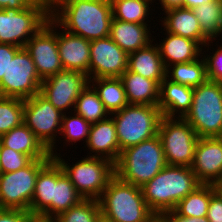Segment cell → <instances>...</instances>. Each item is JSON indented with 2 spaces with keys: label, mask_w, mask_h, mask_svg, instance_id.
Returning a JSON list of instances; mask_svg holds the SVG:
<instances>
[{
  "label": "cell",
  "mask_w": 222,
  "mask_h": 222,
  "mask_svg": "<svg viewBox=\"0 0 222 222\" xmlns=\"http://www.w3.org/2000/svg\"><path fill=\"white\" fill-rule=\"evenodd\" d=\"M129 104L158 105L160 86L151 79L126 70L120 77Z\"/></svg>",
  "instance_id": "obj_26"
},
{
  "label": "cell",
  "mask_w": 222,
  "mask_h": 222,
  "mask_svg": "<svg viewBox=\"0 0 222 222\" xmlns=\"http://www.w3.org/2000/svg\"><path fill=\"white\" fill-rule=\"evenodd\" d=\"M127 70L154 80L160 86V83L166 78L167 69L160 56L157 43L154 45L152 41L146 47L131 52Z\"/></svg>",
  "instance_id": "obj_23"
},
{
  "label": "cell",
  "mask_w": 222,
  "mask_h": 222,
  "mask_svg": "<svg viewBox=\"0 0 222 222\" xmlns=\"http://www.w3.org/2000/svg\"><path fill=\"white\" fill-rule=\"evenodd\" d=\"M110 2L112 6V16L116 20L148 24V16L153 13L150 10L151 6L154 5L152 4L154 3L152 0H110Z\"/></svg>",
  "instance_id": "obj_31"
},
{
  "label": "cell",
  "mask_w": 222,
  "mask_h": 222,
  "mask_svg": "<svg viewBox=\"0 0 222 222\" xmlns=\"http://www.w3.org/2000/svg\"><path fill=\"white\" fill-rule=\"evenodd\" d=\"M64 113L61 123L60 136L63 135L65 142H63V147L65 145L73 146V143L80 142L81 140L86 143L89 137L91 123L86 121L82 116H79L73 112ZM73 114V115H72ZM73 142V143H72Z\"/></svg>",
  "instance_id": "obj_35"
},
{
  "label": "cell",
  "mask_w": 222,
  "mask_h": 222,
  "mask_svg": "<svg viewBox=\"0 0 222 222\" xmlns=\"http://www.w3.org/2000/svg\"><path fill=\"white\" fill-rule=\"evenodd\" d=\"M50 18V3H36L24 9H0V44L25 47Z\"/></svg>",
  "instance_id": "obj_8"
},
{
  "label": "cell",
  "mask_w": 222,
  "mask_h": 222,
  "mask_svg": "<svg viewBox=\"0 0 222 222\" xmlns=\"http://www.w3.org/2000/svg\"><path fill=\"white\" fill-rule=\"evenodd\" d=\"M101 214L111 222H147L155 214L148 208L142 189L120 180L109 181L98 199Z\"/></svg>",
  "instance_id": "obj_4"
},
{
  "label": "cell",
  "mask_w": 222,
  "mask_h": 222,
  "mask_svg": "<svg viewBox=\"0 0 222 222\" xmlns=\"http://www.w3.org/2000/svg\"><path fill=\"white\" fill-rule=\"evenodd\" d=\"M209 222H222V189L211 184V199L207 210Z\"/></svg>",
  "instance_id": "obj_39"
},
{
  "label": "cell",
  "mask_w": 222,
  "mask_h": 222,
  "mask_svg": "<svg viewBox=\"0 0 222 222\" xmlns=\"http://www.w3.org/2000/svg\"><path fill=\"white\" fill-rule=\"evenodd\" d=\"M163 14L164 17L160 20L162 22L160 28L163 31L197 41L202 47L209 42L201 31L200 23L196 19L193 9L173 8Z\"/></svg>",
  "instance_id": "obj_19"
},
{
  "label": "cell",
  "mask_w": 222,
  "mask_h": 222,
  "mask_svg": "<svg viewBox=\"0 0 222 222\" xmlns=\"http://www.w3.org/2000/svg\"><path fill=\"white\" fill-rule=\"evenodd\" d=\"M29 222H56L54 218L44 217L40 215H34Z\"/></svg>",
  "instance_id": "obj_46"
},
{
  "label": "cell",
  "mask_w": 222,
  "mask_h": 222,
  "mask_svg": "<svg viewBox=\"0 0 222 222\" xmlns=\"http://www.w3.org/2000/svg\"><path fill=\"white\" fill-rule=\"evenodd\" d=\"M24 48L30 54L41 80L56 75L63 70L58 50L57 23L51 17L28 40Z\"/></svg>",
  "instance_id": "obj_13"
},
{
  "label": "cell",
  "mask_w": 222,
  "mask_h": 222,
  "mask_svg": "<svg viewBox=\"0 0 222 222\" xmlns=\"http://www.w3.org/2000/svg\"><path fill=\"white\" fill-rule=\"evenodd\" d=\"M217 186L222 189V181Z\"/></svg>",
  "instance_id": "obj_49"
},
{
  "label": "cell",
  "mask_w": 222,
  "mask_h": 222,
  "mask_svg": "<svg viewBox=\"0 0 222 222\" xmlns=\"http://www.w3.org/2000/svg\"><path fill=\"white\" fill-rule=\"evenodd\" d=\"M63 114L40 93L24 100L23 122L49 150L52 158L60 154L56 140L60 138L57 134L61 132Z\"/></svg>",
  "instance_id": "obj_10"
},
{
  "label": "cell",
  "mask_w": 222,
  "mask_h": 222,
  "mask_svg": "<svg viewBox=\"0 0 222 222\" xmlns=\"http://www.w3.org/2000/svg\"><path fill=\"white\" fill-rule=\"evenodd\" d=\"M61 154L54 159L69 177L77 192L83 199L98 200L109 181L115 176V164L102 157L87 156L69 165Z\"/></svg>",
  "instance_id": "obj_7"
},
{
  "label": "cell",
  "mask_w": 222,
  "mask_h": 222,
  "mask_svg": "<svg viewBox=\"0 0 222 222\" xmlns=\"http://www.w3.org/2000/svg\"><path fill=\"white\" fill-rule=\"evenodd\" d=\"M101 214L98 200L83 199L78 204L58 214L56 222H95Z\"/></svg>",
  "instance_id": "obj_36"
},
{
  "label": "cell",
  "mask_w": 222,
  "mask_h": 222,
  "mask_svg": "<svg viewBox=\"0 0 222 222\" xmlns=\"http://www.w3.org/2000/svg\"><path fill=\"white\" fill-rule=\"evenodd\" d=\"M213 43L212 41H209L206 45H204L203 47V54L202 56L204 57L205 61H206V69H207V77L208 80H212V81H216V82H222V43H220L221 45L218 46V44H216L215 46L216 49L213 48L212 53L210 52L209 55L208 52L209 49L211 51L212 48L211 44ZM210 44V45H209ZM210 46V47H209ZM215 50V52H214ZM205 52V54H204Z\"/></svg>",
  "instance_id": "obj_38"
},
{
  "label": "cell",
  "mask_w": 222,
  "mask_h": 222,
  "mask_svg": "<svg viewBox=\"0 0 222 222\" xmlns=\"http://www.w3.org/2000/svg\"><path fill=\"white\" fill-rule=\"evenodd\" d=\"M110 116L116 126L120 152L155 137L163 117L158 105L137 104H128Z\"/></svg>",
  "instance_id": "obj_6"
},
{
  "label": "cell",
  "mask_w": 222,
  "mask_h": 222,
  "mask_svg": "<svg viewBox=\"0 0 222 222\" xmlns=\"http://www.w3.org/2000/svg\"><path fill=\"white\" fill-rule=\"evenodd\" d=\"M183 118L199 138L222 137V82L207 79L194 88L191 108Z\"/></svg>",
  "instance_id": "obj_5"
},
{
  "label": "cell",
  "mask_w": 222,
  "mask_h": 222,
  "mask_svg": "<svg viewBox=\"0 0 222 222\" xmlns=\"http://www.w3.org/2000/svg\"><path fill=\"white\" fill-rule=\"evenodd\" d=\"M128 58L109 36L91 41L89 79L119 78L127 70Z\"/></svg>",
  "instance_id": "obj_15"
},
{
  "label": "cell",
  "mask_w": 222,
  "mask_h": 222,
  "mask_svg": "<svg viewBox=\"0 0 222 222\" xmlns=\"http://www.w3.org/2000/svg\"><path fill=\"white\" fill-rule=\"evenodd\" d=\"M24 100L0 96V137L23 123Z\"/></svg>",
  "instance_id": "obj_34"
},
{
  "label": "cell",
  "mask_w": 222,
  "mask_h": 222,
  "mask_svg": "<svg viewBox=\"0 0 222 222\" xmlns=\"http://www.w3.org/2000/svg\"><path fill=\"white\" fill-rule=\"evenodd\" d=\"M73 111L91 124L110 116L104 104L99 99L97 92L90 84L87 85L77 98Z\"/></svg>",
  "instance_id": "obj_32"
},
{
  "label": "cell",
  "mask_w": 222,
  "mask_h": 222,
  "mask_svg": "<svg viewBox=\"0 0 222 222\" xmlns=\"http://www.w3.org/2000/svg\"><path fill=\"white\" fill-rule=\"evenodd\" d=\"M84 147L90 150L87 156L102 157L114 164L118 161L121 152L116 126L111 116L91 124L89 137Z\"/></svg>",
  "instance_id": "obj_18"
},
{
  "label": "cell",
  "mask_w": 222,
  "mask_h": 222,
  "mask_svg": "<svg viewBox=\"0 0 222 222\" xmlns=\"http://www.w3.org/2000/svg\"><path fill=\"white\" fill-rule=\"evenodd\" d=\"M50 17L89 41L108 37L113 18L110 0H51Z\"/></svg>",
  "instance_id": "obj_1"
},
{
  "label": "cell",
  "mask_w": 222,
  "mask_h": 222,
  "mask_svg": "<svg viewBox=\"0 0 222 222\" xmlns=\"http://www.w3.org/2000/svg\"><path fill=\"white\" fill-rule=\"evenodd\" d=\"M83 197L77 192L69 177L56 161V185L52 199V218L78 204Z\"/></svg>",
  "instance_id": "obj_29"
},
{
  "label": "cell",
  "mask_w": 222,
  "mask_h": 222,
  "mask_svg": "<svg viewBox=\"0 0 222 222\" xmlns=\"http://www.w3.org/2000/svg\"><path fill=\"white\" fill-rule=\"evenodd\" d=\"M95 222H111L108 218L104 217L102 214H100Z\"/></svg>",
  "instance_id": "obj_48"
},
{
  "label": "cell",
  "mask_w": 222,
  "mask_h": 222,
  "mask_svg": "<svg viewBox=\"0 0 222 222\" xmlns=\"http://www.w3.org/2000/svg\"><path fill=\"white\" fill-rule=\"evenodd\" d=\"M167 165L158 135L121 151L115 175L126 183L142 188Z\"/></svg>",
  "instance_id": "obj_3"
},
{
  "label": "cell",
  "mask_w": 222,
  "mask_h": 222,
  "mask_svg": "<svg viewBox=\"0 0 222 222\" xmlns=\"http://www.w3.org/2000/svg\"><path fill=\"white\" fill-rule=\"evenodd\" d=\"M89 84L97 92L109 114L120 111L129 104L120 78L89 79Z\"/></svg>",
  "instance_id": "obj_27"
},
{
  "label": "cell",
  "mask_w": 222,
  "mask_h": 222,
  "mask_svg": "<svg viewBox=\"0 0 222 222\" xmlns=\"http://www.w3.org/2000/svg\"><path fill=\"white\" fill-rule=\"evenodd\" d=\"M211 199V184H201L177 203L173 209L183 217H204Z\"/></svg>",
  "instance_id": "obj_33"
},
{
  "label": "cell",
  "mask_w": 222,
  "mask_h": 222,
  "mask_svg": "<svg viewBox=\"0 0 222 222\" xmlns=\"http://www.w3.org/2000/svg\"><path fill=\"white\" fill-rule=\"evenodd\" d=\"M20 49L18 46L10 44H0V82L3 79V75L7 73L9 62L14 57L15 53Z\"/></svg>",
  "instance_id": "obj_41"
},
{
  "label": "cell",
  "mask_w": 222,
  "mask_h": 222,
  "mask_svg": "<svg viewBox=\"0 0 222 222\" xmlns=\"http://www.w3.org/2000/svg\"><path fill=\"white\" fill-rule=\"evenodd\" d=\"M157 135L167 165L192 166L199 137L184 118L163 116Z\"/></svg>",
  "instance_id": "obj_9"
},
{
  "label": "cell",
  "mask_w": 222,
  "mask_h": 222,
  "mask_svg": "<svg viewBox=\"0 0 222 222\" xmlns=\"http://www.w3.org/2000/svg\"><path fill=\"white\" fill-rule=\"evenodd\" d=\"M162 7L160 9L162 11H167L173 8H180L183 7L184 0H158Z\"/></svg>",
  "instance_id": "obj_44"
},
{
  "label": "cell",
  "mask_w": 222,
  "mask_h": 222,
  "mask_svg": "<svg viewBox=\"0 0 222 222\" xmlns=\"http://www.w3.org/2000/svg\"><path fill=\"white\" fill-rule=\"evenodd\" d=\"M0 142L19 153L28 155L32 160L52 159L49 150L23 122L0 137Z\"/></svg>",
  "instance_id": "obj_25"
},
{
  "label": "cell",
  "mask_w": 222,
  "mask_h": 222,
  "mask_svg": "<svg viewBox=\"0 0 222 222\" xmlns=\"http://www.w3.org/2000/svg\"><path fill=\"white\" fill-rule=\"evenodd\" d=\"M32 159L25 154L5 147L0 142V174L15 172L27 166Z\"/></svg>",
  "instance_id": "obj_37"
},
{
  "label": "cell",
  "mask_w": 222,
  "mask_h": 222,
  "mask_svg": "<svg viewBox=\"0 0 222 222\" xmlns=\"http://www.w3.org/2000/svg\"><path fill=\"white\" fill-rule=\"evenodd\" d=\"M42 80L28 51L20 48L0 82V96L28 99L40 92Z\"/></svg>",
  "instance_id": "obj_12"
},
{
  "label": "cell",
  "mask_w": 222,
  "mask_h": 222,
  "mask_svg": "<svg viewBox=\"0 0 222 222\" xmlns=\"http://www.w3.org/2000/svg\"><path fill=\"white\" fill-rule=\"evenodd\" d=\"M165 34L162 42L159 39L160 43H156L166 69L173 64L192 62L202 56L203 47L197 41L169 32Z\"/></svg>",
  "instance_id": "obj_22"
},
{
  "label": "cell",
  "mask_w": 222,
  "mask_h": 222,
  "mask_svg": "<svg viewBox=\"0 0 222 222\" xmlns=\"http://www.w3.org/2000/svg\"><path fill=\"white\" fill-rule=\"evenodd\" d=\"M193 90L189 86L169 80L167 77L160 83L158 106L164 117L183 118L190 110Z\"/></svg>",
  "instance_id": "obj_20"
},
{
  "label": "cell",
  "mask_w": 222,
  "mask_h": 222,
  "mask_svg": "<svg viewBox=\"0 0 222 222\" xmlns=\"http://www.w3.org/2000/svg\"><path fill=\"white\" fill-rule=\"evenodd\" d=\"M88 84L89 78L85 73L63 69L56 75L42 80L39 93L62 113H70Z\"/></svg>",
  "instance_id": "obj_14"
},
{
  "label": "cell",
  "mask_w": 222,
  "mask_h": 222,
  "mask_svg": "<svg viewBox=\"0 0 222 222\" xmlns=\"http://www.w3.org/2000/svg\"><path fill=\"white\" fill-rule=\"evenodd\" d=\"M191 169L201 184L222 181V137L198 139Z\"/></svg>",
  "instance_id": "obj_16"
},
{
  "label": "cell",
  "mask_w": 222,
  "mask_h": 222,
  "mask_svg": "<svg viewBox=\"0 0 222 222\" xmlns=\"http://www.w3.org/2000/svg\"><path fill=\"white\" fill-rule=\"evenodd\" d=\"M214 0H184L183 7L193 9L196 6L212 2Z\"/></svg>",
  "instance_id": "obj_45"
},
{
  "label": "cell",
  "mask_w": 222,
  "mask_h": 222,
  "mask_svg": "<svg viewBox=\"0 0 222 222\" xmlns=\"http://www.w3.org/2000/svg\"><path fill=\"white\" fill-rule=\"evenodd\" d=\"M57 30L58 50L63 69L85 73L89 78L91 41L65 31L58 24Z\"/></svg>",
  "instance_id": "obj_17"
},
{
  "label": "cell",
  "mask_w": 222,
  "mask_h": 222,
  "mask_svg": "<svg viewBox=\"0 0 222 222\" xmlns=\"http://www.w3.org/2000/svg\"><path fill=\"white\" fill-rule=\"evenodd\" d=\"M203 35L209 41L222 39V1L214 0L193 8Z\"/></svg>",
  "instance_id": "obj_30"
},
{
  "label": "cell",
  "mask_w": 222,
  "mask_h": 222,
  "mask_svg": "<svg viewBox=\"0 0 222 222\" xmlns=\"http://www.w3.org/2000/svg\"><path fill=\"white\" fill-rule=\"evenodd\" d=\"M50 160H32L15 172L0 174V208L29 211L38 173Z\"/></svg>",
  "instance_id": "obj_11"
},
{
  "label": "cell",
  "mask_w": 222,
  "mask_h": 222,
  "mask_svg": "<svg viewBox=\"0 0 222 222\" xmlns=\"http://www.w3.org/2000/svg\"><path fill=\"white\" fill-rule=\"evenodd\" d=\"M166 222H209L207 217H183L174 210H168L161 214Z\"/></svg>",
  "instance_id": "obj_42"
},
{
  "label": "cell",
  "mask_w": 222,
  "mask_h": 222,
  "mask_svg": "<svg viewBox=\"0 0 222 222\" xmlns=\"http://www.w3.org/2000/svg\"><path fill=\"white\" fill-rule=\"evenodd\" d=\"M36 3H50V0H0V9H24Z\"/></svg>",
  "instance_id": "obj_43"
},
{
  "label": "cell",
  "mask_w": 222,
  "mask_h": 222,
  "mask_svg": "<svg viewBox=\"0 0 222 222\" xmlns=\"http://www.w3.org/2000/svg\"><path fill=\"white\" fill-rule=\"evenodd\" d=\"M166 77L181 85L196 88L208 79L206 61L201 56L192 62L173 64L167 68Z\"/></svg>",
  "instance_id": "obj_28"
},
{
  "label": "cell",
  "mask_w": 222,
  "mask_h": 222,
  "mask_svg": "<svg viewBox=\"0 0 222 222\" xmlns=\"http://www.w3.org/2000/svg\"><path fill=\"white\" fill-rule=\"evenodd\" d=\"M56 185V160L52 158L38 173L29 212L52 218V199Z\"/></svg>",
  "instance_id": "obj_24"
},
{
  "label": "cell",
  "mask_w": 222,
  "mask_h": 222,
  "mask_svg": "<svg viewBox=\"0 0 222 222\" xmlns=\"http://www.w3.org/2000/svg\"><path fill=\"white\" fill-rule=\"evenodd\" d=\"M150 26V24L124 22L112 18L109 37L122 50L130 54L155 41L156 36L150 33V28H152Z\"/></svg>",
  "instance_id": "obj_21"
},
{
  "label": "cell",
  "mask_w": 222,
  "mask_h": 222,
  "mask_svg": "<svg viewBox=\"0 0 222 222\" xmlns=\"http://www.w3.org/2000/svg\"><path fill=\"white\" fill-rule=\"evenodd\" d=\"M200 185L191 167L166 165L141 189L148 208L155 215H161L173 210L178 202Z\"/></svg>",
  "instance_id": "obj_2"
},
{
  "label": "cell",
  "mask_w": 222,
  "mask_h": 222,
  "mask_svg": "<svg viewBox=\"0 0 222 222\" xmlns=\"http://www.w3.org/2000/svg\"><path fill=\"white\" fill-rule=\"evenodd\" d=\"M147 222H166L162 215H154Z\"/></svg>",
  "instance_id": "obj_47"
},
{
  "label": "cell",
  "mask_w": 222,
  "mask_h": 222,
  "mask_svg": "<svg viewBox=\"0 0 222 222\" xmlns=\"http://www.w3.org/2000/svg\"><path fill=\"white\" fill-rule=\"evenodd\" d=\"M33 216L21 209L0 208V222H29Z\"/></svg>",
  "instance_id": "obj_40"
}]
</instances>
